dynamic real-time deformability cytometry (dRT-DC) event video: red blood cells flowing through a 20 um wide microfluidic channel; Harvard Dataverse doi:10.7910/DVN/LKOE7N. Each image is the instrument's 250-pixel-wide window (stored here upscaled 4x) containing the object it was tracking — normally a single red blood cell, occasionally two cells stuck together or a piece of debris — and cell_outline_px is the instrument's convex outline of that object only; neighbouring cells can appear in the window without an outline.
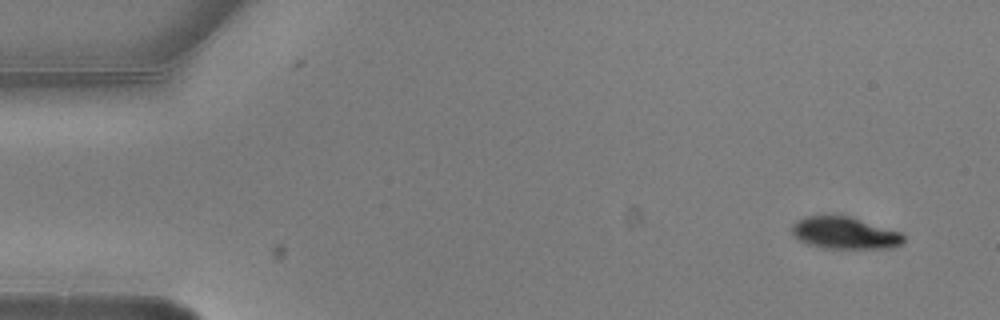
{"species": "common noctule bat (a hibernating species)", "species_latin": "Nyctalus noctula", "temperature_condition": "warm", "stored_images_in_passage": 5, "camera_frame_rate_fps": 3000, "um_per_image_px": 0.085, "animal": {"sex": "male", "body_mass_g": 20.5, "forearm_length_mm": 52.5}, "frame": {"image": 1, "passage_image": 1, "time_ms": 0.0, "image_size_px": [1000, 320], "cell_outline_px": [[904, 240], [900, 244], [892, 248], [820, 248], [808, 244], [792, 236], [792, 224], [796, 220], [804, 216], [836, 212], [900, 232], [904, 236]], "centroid_in_image_um": [71.72, 19.76], "position_along_channel_um": 13.3, "area_um2": 21.39}}